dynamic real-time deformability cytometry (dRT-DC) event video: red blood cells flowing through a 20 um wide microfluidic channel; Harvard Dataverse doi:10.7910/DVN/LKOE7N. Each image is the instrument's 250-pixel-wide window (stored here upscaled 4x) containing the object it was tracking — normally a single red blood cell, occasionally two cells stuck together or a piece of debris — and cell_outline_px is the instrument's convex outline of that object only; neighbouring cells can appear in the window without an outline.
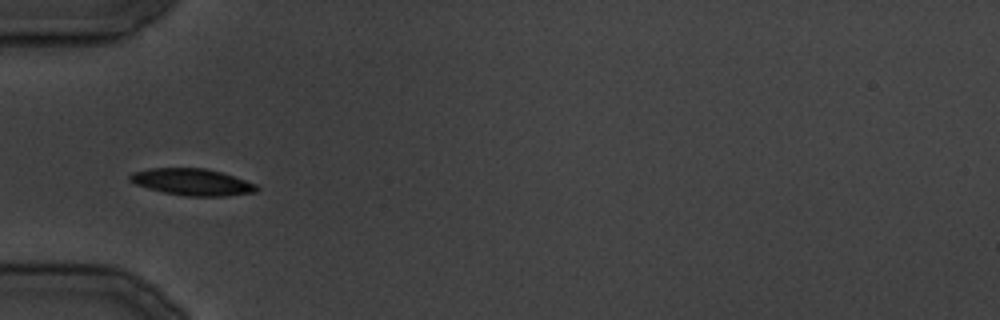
{"species": "common noctule bat (a hibernating species)", "species_latin": "Nyctalus noctula", "temperature_condition": "cold", "stored_images_in_passage": 22, "camera_frame_rate_fps": 3000, "um_per_image_px": 0.085, "animal": {"sex": "male", "body_mass_g": 19.5, "forearm_length_mm": 54.6}, "frame": {"image": 1, "passage_image": 10, "time_ms": 11.333, "image_size_px": [1000, 320], "cell_outline_px": [[260, 188], [256, 192], [228, 196], [184, 196], [164, 192], [148, 188], [136, 184], [128, 180], [128, 176], [132, 172], [152, 168], [204, 168], [220, 172], [256, 184]], "centroid_in_image_um": [16.33, 15.48], "position_along_channel_um": 68.7, "area_um2": 19.65}}
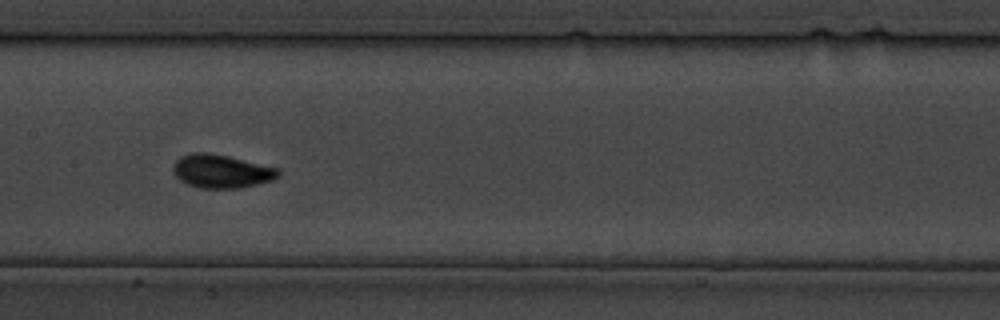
{"frame": {"image": 2, "passage_image": 16, "time_ms": 19.0, "image_size_px": [1000, 320], "cell_outline_px": [[280, 176], [272, 180], [240, 188], [200, 188], [188, 184], [180, 180], [172, 172], [172, 164], [180, 156], [192, 152], [208, 152], [228, 156], [280, 168]], "centroid_in_image_um": [18.8, 14.54], "position_along_channel_um": 188.6, "area_um2": 20.69}}
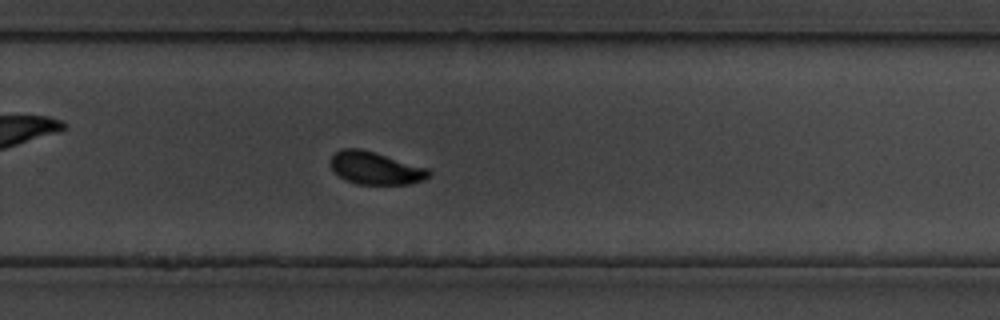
{"frame": {"image": 3, "passage_image": 22, "time_ms": 26.0, "image_size_px": [1000, 320], "cell_outline_px": [[432, 172], [424, 180], [408, 184], [356, 184], [340, 176], [332, 168], [332, 156], [336, 152], [344, 148], [360, 148], [428, 168]], "centroid_in_image_um": [31.95, 14.29], "position_along_channel_um": 297.9, "area_um2": 18.32}}